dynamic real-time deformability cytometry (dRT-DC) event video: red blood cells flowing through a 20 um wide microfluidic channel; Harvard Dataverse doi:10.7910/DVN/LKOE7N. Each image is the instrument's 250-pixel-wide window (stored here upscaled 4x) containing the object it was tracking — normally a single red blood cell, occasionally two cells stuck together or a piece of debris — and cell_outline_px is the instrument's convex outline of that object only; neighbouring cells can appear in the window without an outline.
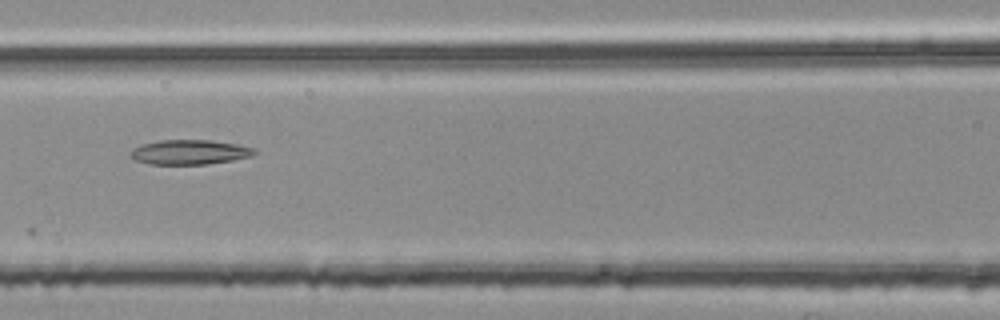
{"species": "common noctule bat (a hibernating species)", "species_latin": "Nyctalus noctula", "temperature_condition": "room temperature", "stored_images_in_passage": 9, "segment_of_instrument_passage": [2, 2], "camera_frame_rate_fps": 3000, "um_per_image_px": 0.085, "animal": {"sex": "female", "body_mass_g": 25.1}, "frame": {"image": 1, "passage_image": 8, "time_ms": 2.333, "image_size_px": [1000, 320], "cell_outline_px": [[256, 152], [252, 156], [232, 160], [204, 164], [148, 164], [136, 160], [128, 156], [128, 152], [132, 148], [144, 144], [160, 140], [212, 140], [236, 144], [256, 148]], "centroid_in_image_um": [16.09, 12.93], "position_along_channel_um": 150.5, "area_um2": 17.86}}